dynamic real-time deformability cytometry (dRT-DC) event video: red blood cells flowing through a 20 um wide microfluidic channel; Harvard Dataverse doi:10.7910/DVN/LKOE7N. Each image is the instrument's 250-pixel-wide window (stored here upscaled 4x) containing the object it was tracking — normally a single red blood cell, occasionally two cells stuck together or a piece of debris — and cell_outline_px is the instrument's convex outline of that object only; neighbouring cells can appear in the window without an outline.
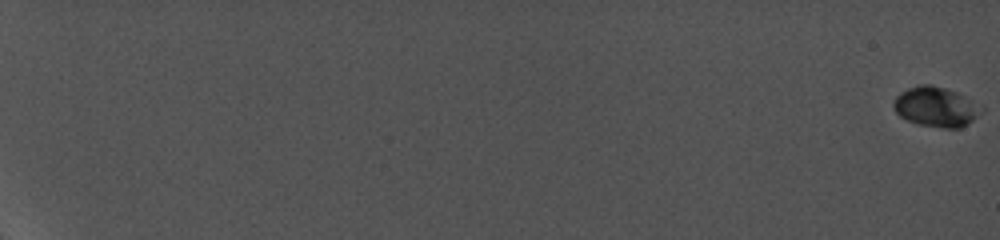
{"species": "common noctule bat (a hibernating species)", "species_latin": "Nyctalus noctula", "temperature_condition": "cold", "stored_images_in_passage": 110, "camera_frame_rate_fps": 5000, "um_per_image_px": 0.085, "animal": {"sex": "female", "body_mass_g": 19.0, "forearm_length_mm": 56.7}, "frame": {"image": 1, "passage_image": 1, "time_ms": 0.0, "image_size_px": [1000, 240], "cell_outline_px": [[976, 116], [972, 120], [960, 128], [944, 128], [920, 124], [908, 120], [900, 116], [896, 112], [892, 104], [896, 96], [900, 92], [908, 88], [920, 84], [932, 84], [956, 92], [976, 112]], "centroid_in_image_um": [79.35, 9.08], "position_along_channel_um": 5.7, "area_um2": 19.07}}
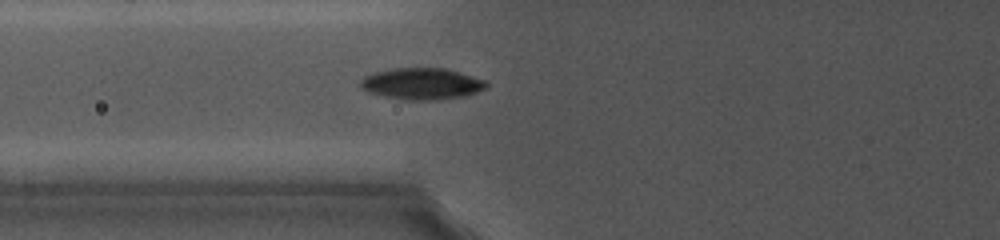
{"frame": {"image": 2, "passage_image": 65, "time_ms": 9.8, "image_size_px": [1000, 240], "cell_outline_px": [[488, 84], [484, 88], [476, 92], [464, 96], [436, 100], [400, 100], [368, 92], [360, 88], [360, 80], [364, 76], [372, 72], [396, 68], [444, 68], [460, 72], [488, 80]], "centroid_in_image_um": [35.83, 7.12], "position_along_channel_um": 90.0, "area_um2": 23.35}}
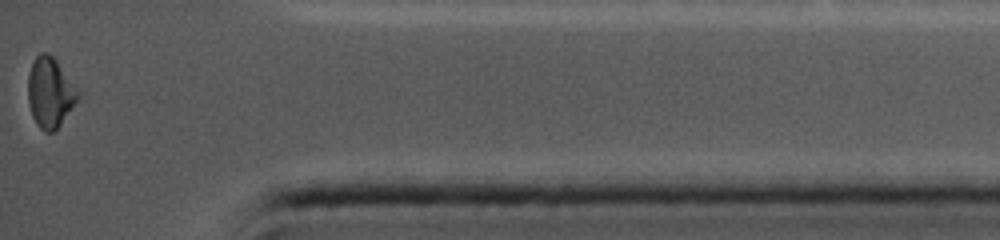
{"frame": {"image": 3, "passage_image": 110, "time_ms": 19.0, "image_size_px": [1000, 240], "cell_outline_px": [[84, 92], [60, 124], [52, 132], [44, 132], [36, 124], [32, 116], [28, 104], [28, 72], [36, 56], [40, 52], [48, 52], [56, 60]], "centroid_in_image_um": [4.3, 7.84], "position_along_channel_um": 430.9, "area_um2": 20.92}, "authors_computed_cell_mechanics": {"area_um2": 20.0277, "velocity_mm_per_s": 3.819, "shape_relaxation_time_tau1_ms": 7.7226, "shape_relaxation_time_tau2_ms": null, "deformation_change_tau1": 0.2074, "deformation_change_tau2": null}}